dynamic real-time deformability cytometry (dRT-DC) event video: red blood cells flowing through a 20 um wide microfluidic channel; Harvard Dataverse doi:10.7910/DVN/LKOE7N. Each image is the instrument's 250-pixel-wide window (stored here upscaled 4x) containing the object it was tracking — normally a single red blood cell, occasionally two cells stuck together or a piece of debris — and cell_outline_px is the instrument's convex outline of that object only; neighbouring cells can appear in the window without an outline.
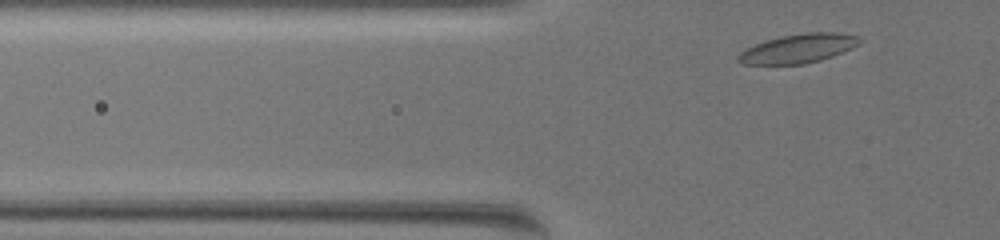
{"species": "common noctule bat (a hibernating species)", "species_latin": "Nyctalus noctula", "temperature_condition": "warm", "stored_images_in_passage": 36, "camera_frame_rate_fps": 3000, "um_per_image_px": 0.085, "animal": {"sex": "female", "body_mass_g": 19.5, "forearm_length_mm": 54.1}, "frame": {"image": 1, "passage_image": 3, "time_ms": 0.667, "image_size_px": [1000, 240], "cell_outline_px": [[864, 40], [860, 44], [852, 48], [832, 56], [820, 60], [804, 64], [744, 64], [736, 60], [736, 56], [740, 52], [764, 40], [780, 36], [808, 32], [836, 32], [860, 36]], "centroid_in_image_um": [67.89, 4.11], "position_along_channel_um": 57.9, "area_um2": 20.63}}
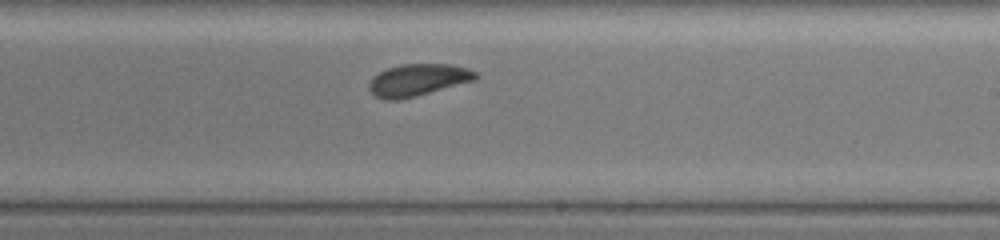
{"frame": {"image": 2, "passage_image": 22, "time_ms": 7.0, "image_size_px": [1000, 240], "cell_outline_px": [[480, 76], [476, 80], [416, 96], [396, 100], [384, 100], [376, 96], [368, 88], [368, 84], [372, 76], [388, 68], [400, 64], [452, 64], [468, 68], [476, 72]], "centroid_in_image_um": [35.54, 6.79], "position_along_channel_um": 253.5, "area_um2": 20.0}}
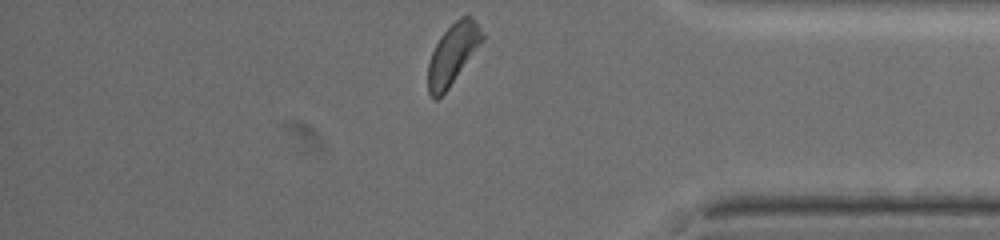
{"frame": {"image": 3, "passage_image": 36, "time_ms": 11.667, "image_size_px": [1000, 240], "cell_outline_px": [[484, 40], [448, 88], [436, 100], [432, 100], [428, 92], [428, 64], [432, 52], [440, 36], [460, 16], [472, 16], [484, 32]], "centroid_in_image_um": [38.49, 4.58], "position_along_channel_um": 396.7, "area_um2": 19.02}, "authors_computed_cell_mechanics": {"area_um2": 19.9121, "velocity_mm_per_s": 3.3827, "shape_relaxation_time_tau1_ms": 2.8953, "shape_relaxation_time_tau2_ms": 10.4042, "deformation_change_tau1": 0.0807, "deformation_change_tau2": 0.1569}}